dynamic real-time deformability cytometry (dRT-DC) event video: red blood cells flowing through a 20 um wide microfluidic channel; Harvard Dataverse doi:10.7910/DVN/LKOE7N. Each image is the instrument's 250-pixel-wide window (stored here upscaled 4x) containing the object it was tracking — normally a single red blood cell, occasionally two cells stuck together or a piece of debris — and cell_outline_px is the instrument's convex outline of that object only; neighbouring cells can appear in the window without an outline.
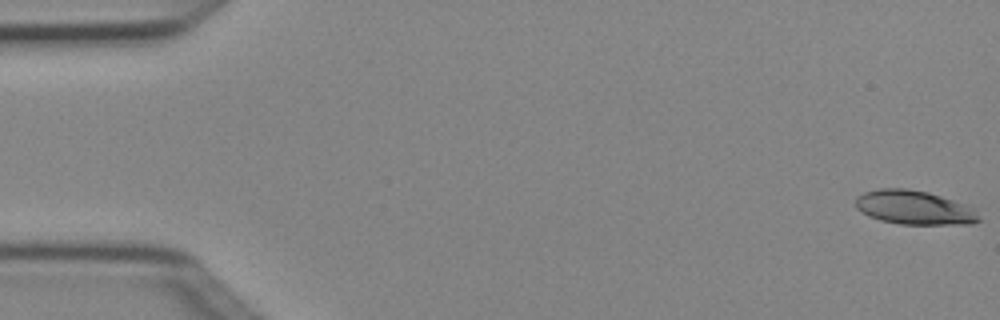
{"species": "Egyptian fruit bat (a non-hibernating species)", "species_latin": "Rousettus aegyptiacus", "temperature_condition": "cold", "stored_images_in_passage": 4, "camera_frame_rate_fps": 3000, "um_per_image_px": 0.085, "animal": {"sex": "female"}, "frame": {"image": 1, "passage_image": 1, "time_ms": 0.0, "image_size_px": [1000, 320], "cell_outline_px": [[980, 220], [972, 224], [900, 224], [880, 220], [868, 216], [860, 212], [856, 208], [856, 196], [864, 192], [880, 188], [908, 188], [928, 192], [976, 208]], "centroid_in_image_um": [77.69, 17.64], "position_along_channel_um": 7.3, "area_um2": 24.57}}
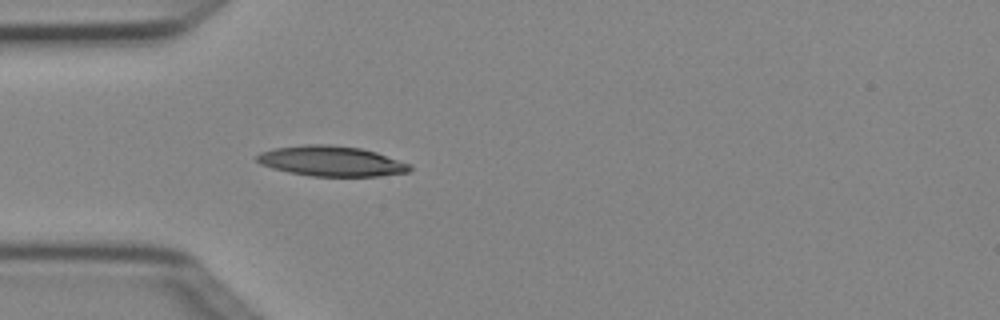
{"frame": {"image": 2, "passage_image": 4, "time_ms": 1.0, "image_size_px": [1000, 320], "cell_outline_px": [[412, 168], [408, 172], [380, 176], [312, 176], [288, 172], [272, 168], [260, 164], [256, 160], [256, 156], [260, 152], [276, 148], [308, 144], [332, 144], [360, 148], [376, 152], [412, 164]], "centroid_in_image_um": [28.18, 13.69], "position_along_channel_um": 56.8, "area_um2": 26.99}}